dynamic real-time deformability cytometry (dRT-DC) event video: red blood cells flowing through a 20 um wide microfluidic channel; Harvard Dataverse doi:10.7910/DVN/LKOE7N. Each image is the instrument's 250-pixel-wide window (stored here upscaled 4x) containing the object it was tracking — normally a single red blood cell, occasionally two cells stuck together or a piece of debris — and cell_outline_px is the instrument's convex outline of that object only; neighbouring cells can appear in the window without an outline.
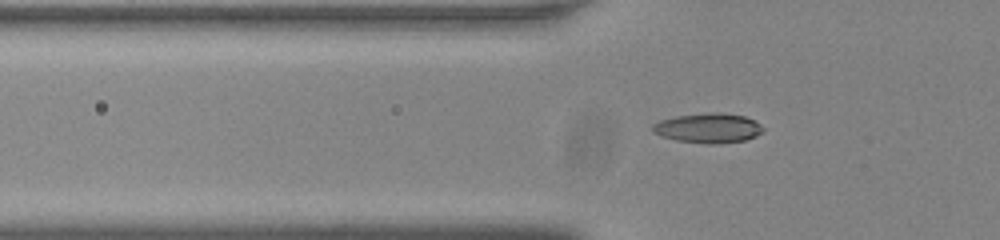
{"species": "common noctule bat (a hibernating species)", "species_latin": "Nyctalus noctula", "temperature_condition": "room temperature", "stored_images_in_passage": 37, "camera_frame_rate_fps": 3000, "um_per_image_px": 0.085, "animal": {"sex": "male", "body_mass_g": 20.0, "forearm_length_mm": 53.3}, "frame": {"image": 1, "passage_image": 4, "time_ms": 1.0, "image_size_px": [1000, 240], "cell_outline_px": [[764, 132], [756, 136], [744, 140], [716, 144], [708, 144], [676, 140], [660, 136], [652, 132], [652, 124], [660, 120], [676, 116], [712, 112], [720, 112], [744, 116], [760, 124], [764, 128]], "centroid_in_image_um": [60.18, 10.89], "position_along_channel_um": 65.6, "area_um2": 19.19}}
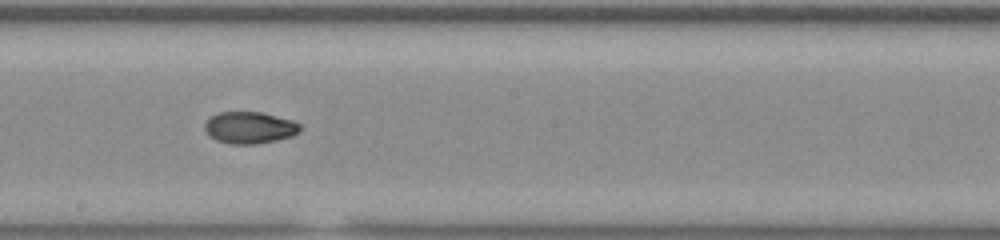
{"frame": {"image": 2, "passage_image": 17, "time_ms": 5.333, "image_size_px": [1000, 240], "cell_outline_px": [[300, 132], [292, 136], [276, 140], [256, 144], [228, 144], [216, 140], [208, 136], [204, 128], [204, 124], [212, 116], [220, 112], [260, 112], [292, 120], [300, 124]], "centroid_in_image_um": [21.2, 10.86], "position_along_channel_um": 227.0, "area_um2": 17.69}}
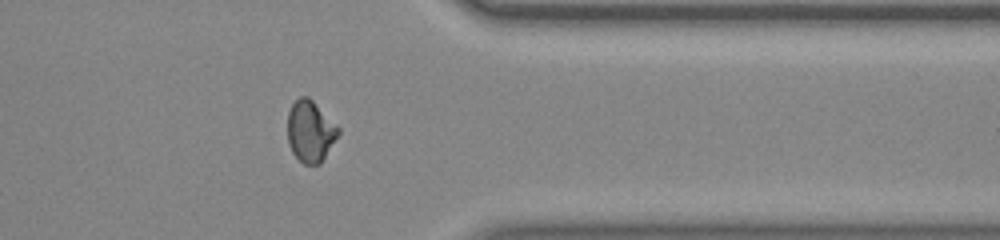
{"frame": {"image": 3, "passage_image": 30, "time_ms": 9.667, "image_size_px": [1000, 240], "cell_outline_px": [[340, 132], [320, 164], [304, 164], [292, 152], [288, 144], [288, 112], [292, 104], [300, 96], [308, 96], [340, 128]], "centroid_in_image_um": [26.37, 11.15], "position_along_channel_um": 385.0, "area_um2": 17.98}}